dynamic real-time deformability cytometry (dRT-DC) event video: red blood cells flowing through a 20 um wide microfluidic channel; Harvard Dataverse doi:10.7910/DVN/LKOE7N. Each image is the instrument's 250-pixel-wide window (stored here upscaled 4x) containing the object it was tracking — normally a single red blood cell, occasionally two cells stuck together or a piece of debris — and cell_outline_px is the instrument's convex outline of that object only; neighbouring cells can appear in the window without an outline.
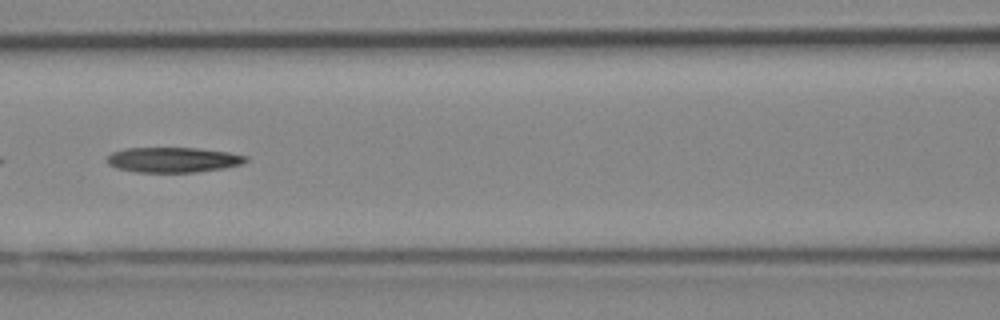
{"species": "Egyptian fruit bat (a non-hibernating species)", "species_latin": "Rousettus aegyptiacus", "temperature_condition": "cold", "stored_images_in_passage": 50, "segment_of_instrument_passage": [2, 2], "camera_frame_rate_fps": 3000, "um_per_image_px": 0.085, "animal": {"sex": "female"}, "frame": {"image": 1, "passage_image": 22, "time_ms": 7.0, "image_size_px": [1000, 320], "cell_outline_px": [[248, 160], [240, 164], [224, 168], [196, 172], [136, 172], [116, 168], [108, 164], [104, 160], [112, 152], [124, 148], [196, 148], [228, 152], [248, 156]], "centroid_in_image_um": [14.68, 13.58], "position_along_channel_um": 151.9, "area_um2": 20.4}}
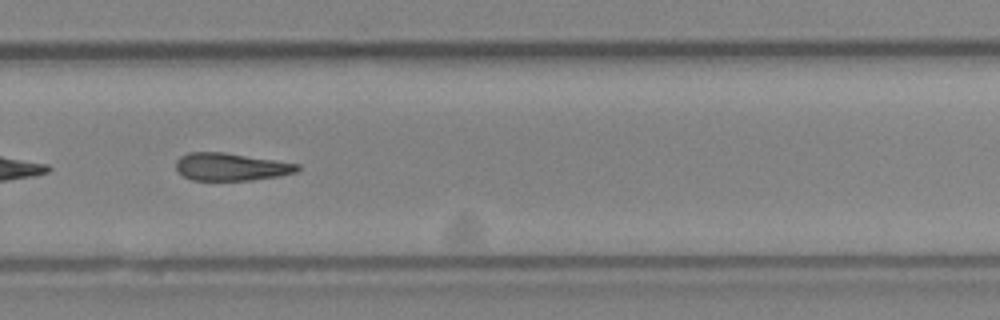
{"frame": {"image": 2, "passage_image": 34, "time_ms": 11.0, "image_size_px": [1000, 320], "cell_outline_px": [[300, 168], [296, 172], [280, 176], [252, 180], [192, 180], [184, 176], [176, 168], [176, 160], [180, 156], [188, 152], [224, 152], [276, 160], [300, 164]], "centroid_in_image_um": [19.64, 14.17], "position_along_channel_um": 310.2, "area_um2": 19.59}}